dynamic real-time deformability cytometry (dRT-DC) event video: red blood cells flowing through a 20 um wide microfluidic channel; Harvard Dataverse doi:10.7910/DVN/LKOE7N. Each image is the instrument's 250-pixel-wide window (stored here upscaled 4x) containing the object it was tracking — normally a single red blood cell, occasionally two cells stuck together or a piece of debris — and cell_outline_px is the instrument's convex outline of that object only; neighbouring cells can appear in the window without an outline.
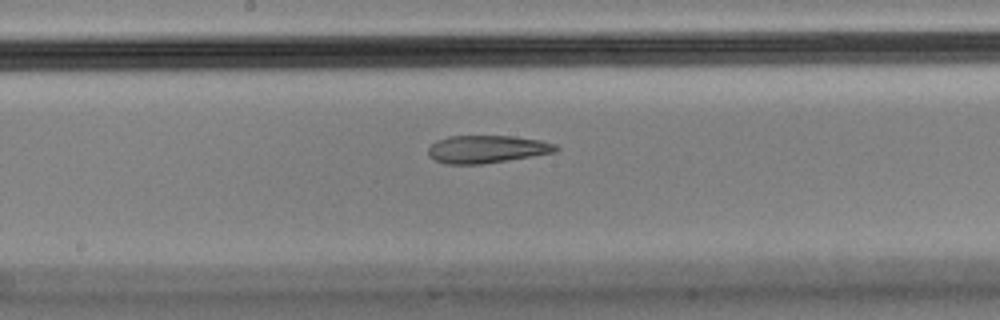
{"species": "Egyptian fruit bat (a non-hibernating species)", "species_latin": "Rousettus aegyptiacus", "temperature_condition": "cold", "stored_images_in_passage": 10, "segment_of_instrument_passage": [2, 2], "camera_frame_rate_fps": 3000, "um_per_image_px": 0.085, "animal": {"sex": "male"}, "frame": {"image": 1, "passage_image": 10, "time_ms": 3.0, "image_size_px": [1000, 320], "cell_outline_px": [[560, 148], [556, 152], [532, 156], [480, 164], [444, 164], [428, 156], [428, 148], [436, 140], [448, 136], [512, 136], [540, 140], [556, 144]], "centroid_in_image_um": [41.37, 12.67], "position_along_channel_um": 206.8, "area_um2": 20.58}}